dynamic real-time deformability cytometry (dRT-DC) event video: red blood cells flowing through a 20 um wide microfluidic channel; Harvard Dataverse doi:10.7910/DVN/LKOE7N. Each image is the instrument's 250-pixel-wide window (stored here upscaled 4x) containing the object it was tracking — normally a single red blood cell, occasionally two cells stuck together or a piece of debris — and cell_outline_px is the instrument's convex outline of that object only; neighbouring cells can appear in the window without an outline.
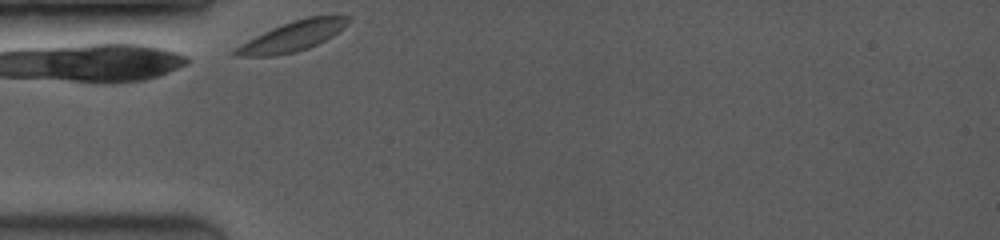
{"species": "common noctule bat (a hibernating species)", "species_latin": "Nyctalus noctula", "temperature_condition": "room temperature", "stored_images_in_passage": 30, "camera_frame_rate_fps": 3500, "um_per_image_px": 0.085, "animal": {"sex": "female", "body_mass_g": 19.0, "forearm_length_mm": 53.3}, "frame": {"image": 1, "passage_image": 1, "time_ms": 0.0, "image_size_px": [1000, 240], "cell_outline_px": [[352, 20], [344, 28], [332, 36], [308, 48], [296, 52], [276, 56], [232, 56], [232, 52], [240, 44], [272, 28], [292, 20], [308, 16], [352, 16]], "centroid_in_image_um": [24.89, 3.08], "position_along_channel_um": 60.1, "area_um2": 19.65}}
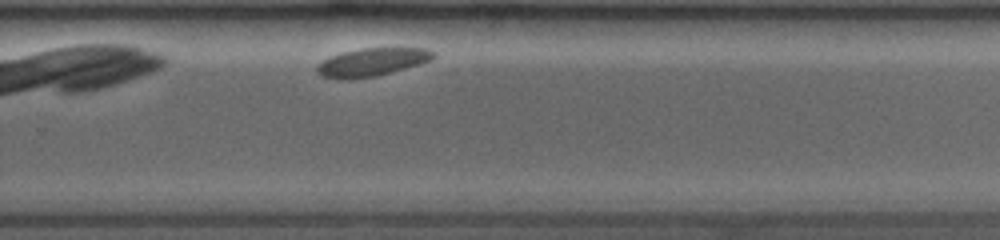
{"frame": {"image": 2, "passage_image": 21, "time_ms": 6.857, "image_size_px": [1000, 240], "cell_outline_px": [[436, 56], [432, 60], [420, 64], [376, 76], [320, 76], [316, 72], [316, 68], [324, 60], [332, 56], [344, 52], [360, 48], [428, 48], [436, 52]], "centroid_in_image_um": [31.75, 5.22], "position_along_channel_um": 298.0, "area_um2": 18.21}}
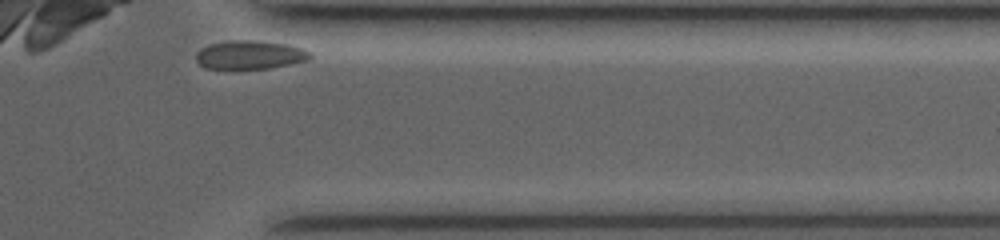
{"frame": {"image": 3, "passage_image": 29, "time_ms": 9.429, "image_size_px": [1000, 240], "cell_outline_px": [[312, 56], [308, 60], [268, 68], [204, 68], [196, 60], [196, 52], [200, 48], [208, 44], [228, 40], [252, 40], [288, 44], [312, 52]], "centroid_in_image_um": [21.22, 4.64], "position_along_channel_um": 390.2, "area_um2": 18.96}}